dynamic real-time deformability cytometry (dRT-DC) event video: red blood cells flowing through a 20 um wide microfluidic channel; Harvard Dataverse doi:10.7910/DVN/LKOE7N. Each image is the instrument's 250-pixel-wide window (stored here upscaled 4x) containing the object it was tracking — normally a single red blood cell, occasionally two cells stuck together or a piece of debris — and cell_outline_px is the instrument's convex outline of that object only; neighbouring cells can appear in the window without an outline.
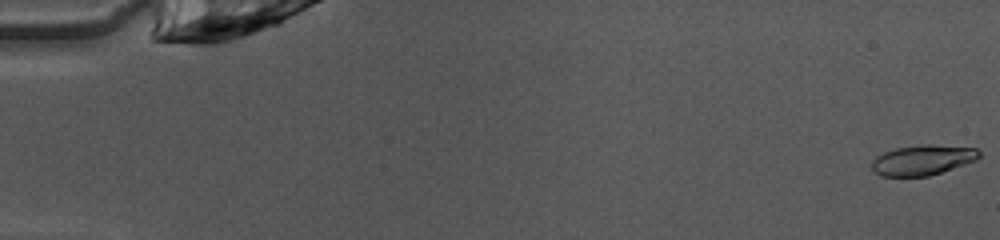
{"species": "common noctule bat (a hibernating species)", "species_latin": "Nyctalus noctula", "temperature_condition": "warm", "stored_images_in_passage": 15, "camera_frame_rate_fps": 3000, "um_per_image_px": 0.085, "animal": {"sex": "female", "body_mass_g": 10.0, "forearm_length_mm": 53.1}, "frame": {"image": 1, "passage_image": 1, "time_ms": 0.0, "image_size_px": [1000, 240], "cell_outline_px": [[980, 156], [976, 160], [928, 176], [880, 176], [872, 168], [872, 160], [876, 156], [884, 152], [896, 148], [924, 144], [932, 144], [976, 148], [980, 152]], "centroid_in_image_um": [78.41, 13.59], "position_along_channel_um": 6.6, "area_um2": 18.73}}